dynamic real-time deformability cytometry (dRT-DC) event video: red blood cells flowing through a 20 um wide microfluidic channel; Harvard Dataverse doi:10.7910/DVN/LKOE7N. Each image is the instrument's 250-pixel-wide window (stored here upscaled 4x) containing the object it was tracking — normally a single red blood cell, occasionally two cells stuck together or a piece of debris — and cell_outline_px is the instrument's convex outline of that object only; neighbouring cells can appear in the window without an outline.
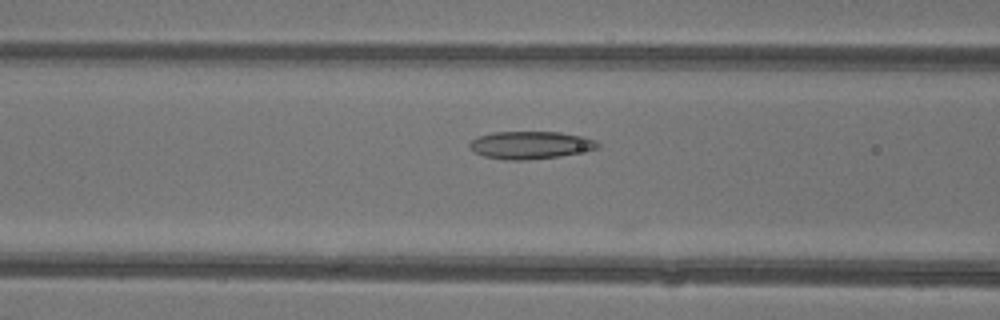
{"species": "common noctule bat (a hibernating species)", "species_latin": "Nyctalus noctula", "temperature_condition": "warm", "stored_images_in_passage": 45, "camera_frame_rate_fps": 3000, "um_per_image_px": 0.085, "animal": {"sex": "female"}, "frame": {"image": 1, "passage_image": 20, "time_ms": 6.333, "image_size_px": [1000, 320], "cell_outline_px": [[600, 148], [560, 156], [524, 160], [508, 160], [484, 156], [468, 148], [468, 144], [472, 140], [480, 136], [492, 132], [560, 132], [584, 136], [596, 140], [600, 144]], "centroid_in_image_um": [45.11, 12.32], "position_along_channel_um": 121.5, "area_um2": 20.63}}
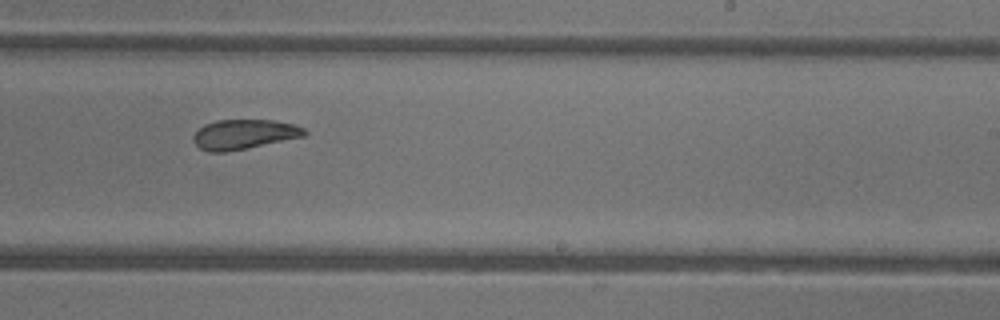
{"frame": {"image": 2, "passage_image": 30, "time_ms": 9.667, "image_size_px": [1000, 320], "cell_outline_px": [[308, 132], [304, 136], [224, 152], [208, 152], [200, 148], [192, 140], [192, 136], [204, 124], [216, 120], [272, 120], [292, 124], [304, 128]], "centroid_in_image_um": [20.7, 11.41], "position_along_channel_um": 268.3, "area_um2": 18.96}}
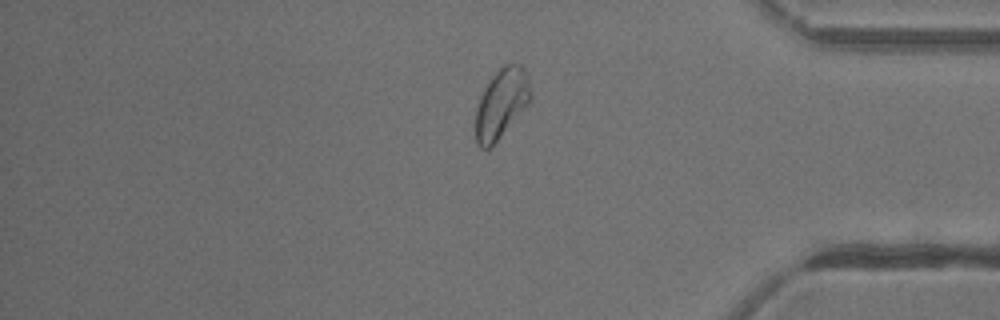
{"frame": {"image": 3, "passage_image": 40, "time_ms": 13.0, "image_size_px": [1000, 320], "cell_outline_px": [[532, 100], [492, 148], [480, 148], [476, 144], [476, 108], [480, 96], [488, 80], [504, 64], [520, 64], [524, 68], [528, 76], [532, 92]], "centroid_in_image_um": [42.64, 8.81], "position_along_channel_um": 392.6, "area_um2": 22.72}, "authors_computed_cell_mechanics": {"area_um2": 21.7328, "velocity_mm_per_s": 4.4039, "shape_relaxation_time_tau1_ms": null, "shape_relaxation_time_tau2_ms": 2.3263, "deformation_change_tau1": null, "deformation_change_tau2": 0.0954}}